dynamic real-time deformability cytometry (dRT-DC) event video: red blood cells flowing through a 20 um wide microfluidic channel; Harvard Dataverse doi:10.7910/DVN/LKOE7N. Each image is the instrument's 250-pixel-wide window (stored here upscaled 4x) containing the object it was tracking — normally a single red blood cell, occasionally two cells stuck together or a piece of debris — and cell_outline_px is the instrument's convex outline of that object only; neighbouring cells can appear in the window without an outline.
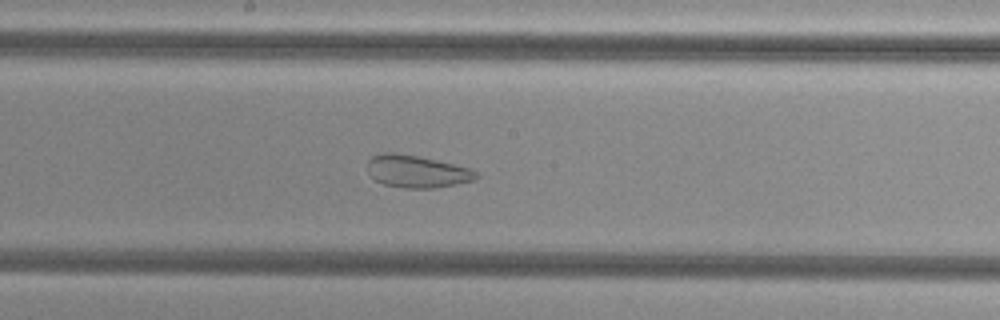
{"species": "common noctule bat (a hibernating species)", "species_latin": "Nyctalus noctula", "temperature_condition": "cold", "stored_images_in_passage": 41, "camera_frame_rate_fps": 3000, "um_per_image_px": 0.085, "animal": {"sex": "female", "body_mass_g": 29.2, "forearm_length_mm": 56.3}, "frame": {"image": 1, "passage_image": 16, "time_ms": 5.0, "image_size_px": [1000, 320], "cell_outline_px": [[480, 176], [476, 180], [436, 188], [404, 188], [384, 184], [376, 180], [368, 172], [368, 160], [372, 156], [380, 152], [396, 152], [436, 160], [472, 168]], "centroid_in_image_um": [35.45, 14.57], "position_along_channel_um": 212.7, "area_um2": 20.63}}
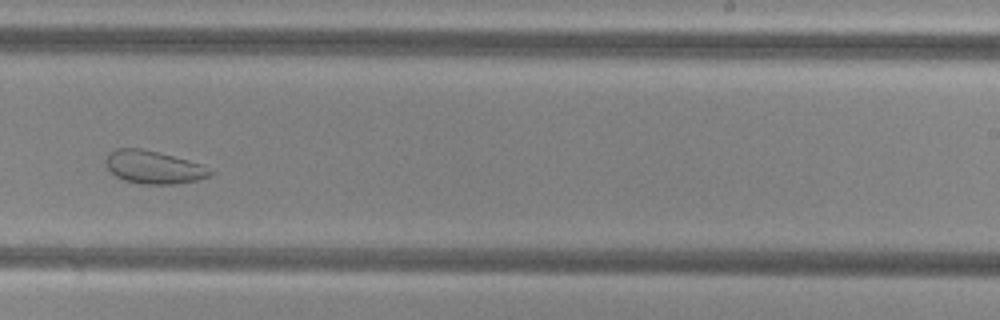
{"frame": {"image": 2, "passage_image": 21, "time_ms": 6.667, "image_size_px": [1000, 320], "cell_outline_px": [[216, 172], [212, 176], [196, 180], [176, 184], [140, 184], [124, 180], [116, 176], [108, 168], [104, 160], [116, 148], [140, 148], [188, 160], [200, 164]], "centroid_in_image_um": [13.08, 14.23], "position_along_channel_um": 275.9, "area_um2": 19.88}}
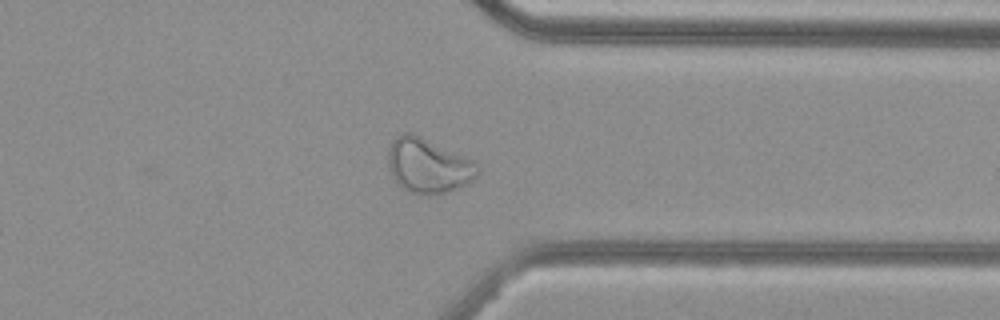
{"frame": {"image": 3, "passage_image": 29, "time_ms": 9.333, "image_size_px": [1000, 320], "cell_outline_px": [[480, 172], [468, 184], [444, 192], [408, 192], [400, 188], [392, 176], [388, 168], [388, 148], [396, 136], [404, 132], [412, 132], [472, 160], [480, 164]], "centroid_in_image_um": [36.38, 14.05], "position_along_channel_um": 375.0, "area_um2": 28.21}, "authors_computed_cell_mechanics": {"area_um2": 27.6284, "velocity_mm_per_s": 3.8018, "shape_relaxation_time_tau1_ms": null, "shape_relaxation_time_tau2_ms": 1.6485, "deformation_change_tau1": null, "deformation_change_tau2": 0.083}}